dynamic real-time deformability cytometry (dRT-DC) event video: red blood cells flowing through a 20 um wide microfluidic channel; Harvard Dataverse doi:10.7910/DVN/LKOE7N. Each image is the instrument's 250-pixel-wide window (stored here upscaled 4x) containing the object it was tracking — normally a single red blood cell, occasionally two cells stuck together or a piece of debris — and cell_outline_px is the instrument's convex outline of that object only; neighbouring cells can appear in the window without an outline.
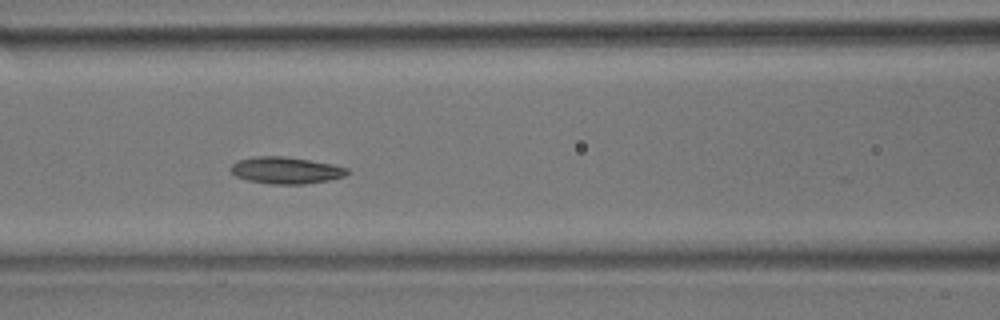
{"species": "common noctule bat (a hibernating species)", "species_latin": "Nyctalus noctula", "temperature_condition": "room temperature", "stored_images_in_passage": 21, "camera_frame_rate_fps": 3000, "um_per_image_px": 0.085, "animal": {"sex": "male", "body_mass_g": 17.9}, "frame": {"image": 1, "passage_image": 12, "time_ms": 3.667, "image_size_px": [1000, 320], "cell_outline_px": [[348, 172], [344, 176], [328, 180], [304, 184], [272, 184], [248, 180], [236, 176], [228, 168], [236, 160], [252, 156], [284, 156], [332, 164], [348, 168]], "centroid_in_image_um": [24.25, 14.47], "position_along_channel_um": 142.4, "area_um2": 18.15}}
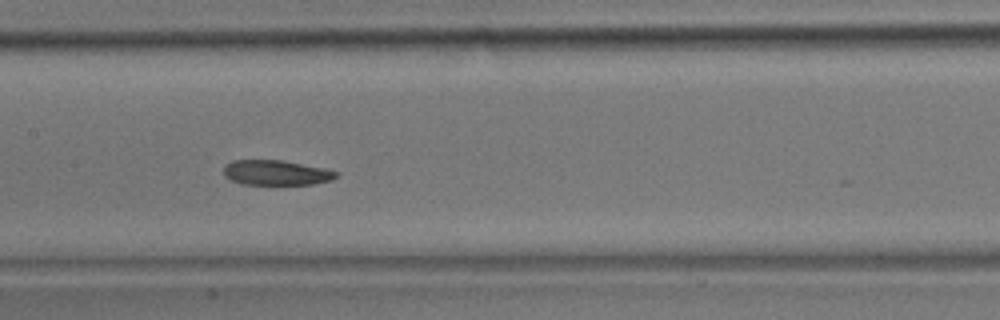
{"frame": {"image": 2, "passage_image": 15, "time_ms": 4.667, "image_size_px": [1000, 320], "cell_outline_px": [[340, 176], [332, 180], [312, 184], [244, 184], [228, 180], [224, 176], [224, 164], [232, 160], [284, 160], [324, 168], [336, 172]], "centroid_in_image_um": [23.45, 14.67], "position_along_channel_um": 184.0, "area_um2": 16.53}}
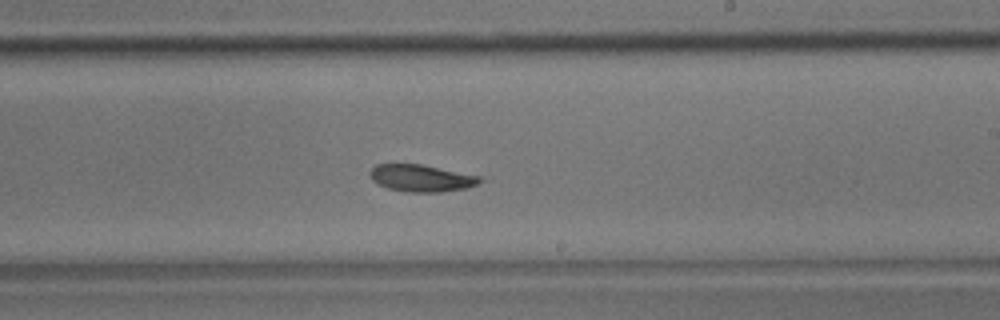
{"frame": {"image": 3, "passage_image": 20, "time_ms": 6.333, "image_size_px": [1000, 320], "cell_outline_px": [[484, 180], [468, 188], [444, 192], [404, 192], [388, 188], [372, 180], [368, 172], [376, 164], [420, 164], [480, 176]], "centroid_in_image_um": [35.82, 15.15], "position_along_channel_um": 253.2, "area_um2": 17.34}}